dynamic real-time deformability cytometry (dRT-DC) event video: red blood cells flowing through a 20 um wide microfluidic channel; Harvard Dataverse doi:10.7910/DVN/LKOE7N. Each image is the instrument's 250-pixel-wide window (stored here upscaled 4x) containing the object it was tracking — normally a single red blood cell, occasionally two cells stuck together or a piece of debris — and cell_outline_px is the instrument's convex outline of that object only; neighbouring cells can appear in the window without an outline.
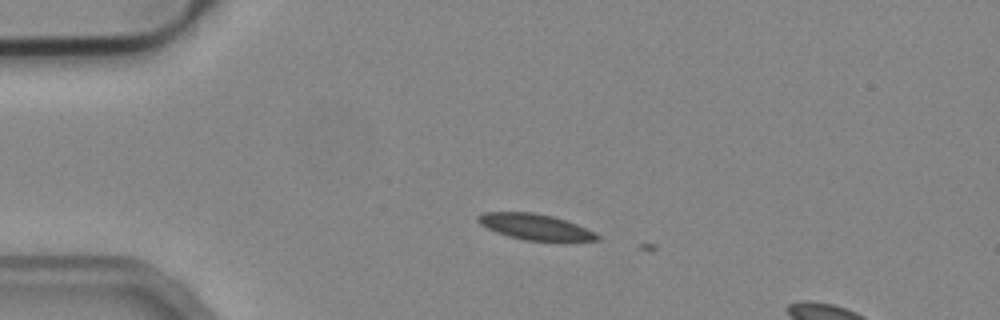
{"species": "common noctule bat (a hibernating species)", "species_latin": "Nyctalus noctula", "temperature_condition": "cold", "stored_images_in_passage": 2, "camera_frame_rate_fps": 3000, "um_per_image_px": 0.085, "animal": {"sex": "male", "body_mass_g": 19.2, "forearm_length_mm": 51.8}, "frame": {"image": 1, "passage_image": 1, "time_ms": 0.0, "image_size_px": [1000, 320], "cell_outline_px": [[600, 240], [528, 240], [508, 236], [488, 228], [480, 224], [476, 220], [476, 216], [484, 212], [532, 212], [552, 216], [576, 224], [600, 236]], "centroid_in_image_um": [45.42, 19.26], "position_along_channel_um": 39.6, "area_um2": 17.4}}